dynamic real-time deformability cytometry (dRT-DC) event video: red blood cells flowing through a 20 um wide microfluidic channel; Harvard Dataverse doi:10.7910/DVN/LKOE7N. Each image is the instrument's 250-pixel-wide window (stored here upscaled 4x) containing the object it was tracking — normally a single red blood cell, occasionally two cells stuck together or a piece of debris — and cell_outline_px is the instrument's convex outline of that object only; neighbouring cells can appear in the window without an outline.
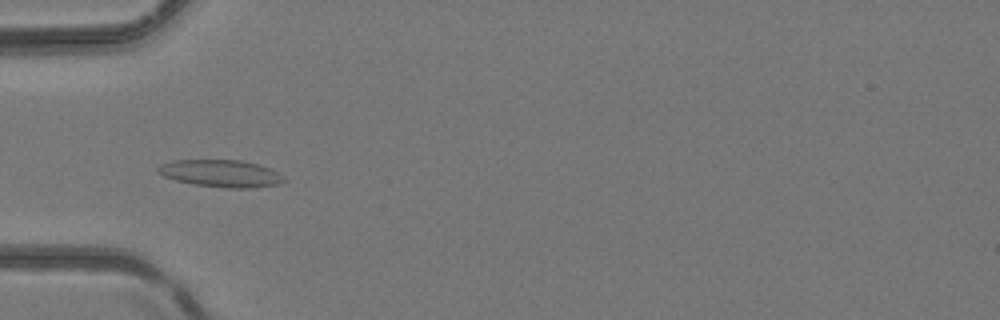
{"species": "common noctule bat (a hibernating species)", "species_latin": "Nyctalus noctula", "temperature_condition": "room temperature", "stored_images_in_passage": 4, "camera_frame_rate_fps": 3000, "um_per_image_px": 0.085, "animal": {"sex": "female", "body_mass_g": 24.6, "forearm_length_mm": 56.2}, "frame": {"image": 1, "passage_image": 4, "time_ms": 1.0, "image_size_px": [1000, 320], "cell_outline_px": [[288, 180], [276, 184], [248, 188], [224, 188], [192, 184], [176, 180], [164, 176], [156, 172], [156, 168], [160, 164], [172, 160], [240, 160], [260, 164], [272, 168], [284, 176]], "centroid_in_image_um": [18.78, 14.73], "position_along_channel_um": 66.2, "area_um2": 20.23}}